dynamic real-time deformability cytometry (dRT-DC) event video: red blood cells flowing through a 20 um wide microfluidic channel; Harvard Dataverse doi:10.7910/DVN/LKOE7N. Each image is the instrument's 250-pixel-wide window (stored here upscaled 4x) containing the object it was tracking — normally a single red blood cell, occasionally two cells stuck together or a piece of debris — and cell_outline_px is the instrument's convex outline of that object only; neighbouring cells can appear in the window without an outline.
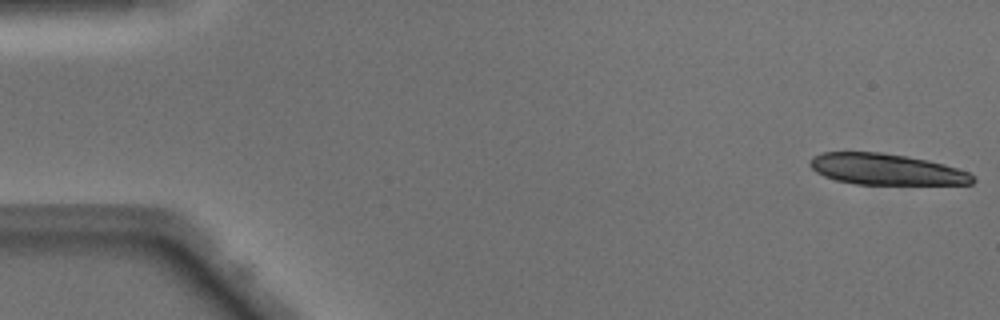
{"species": "Egyptian fruit bat (a non-hibernating species)", "species_latin": "Rousettus aegyptiacus", "temperature_condition": "warm", "stored_images_in_passage": 14, "camera_frame_rate_fps": 3000, "um_per_image_px": 0.085, "animal": {"sex": "male"}, "frame": {"image": 1, "passage_image": 1, "time_ms": 0.0, "image_size_px": [1000, 320], "cell_outline_px": [[976, 180], [972, 184], [856, 184], [836, 180], [824, 176], [816, 172], [808, 164], [808, 160], [812, 156], [824, 152], [884, 152], [928, 160], [944, 164], [968, 172], [976, 176]], "centroid_in_image_um": [75.32, 14.39], "position_along_channel_um": 9.7, "area_um2": 29.65}}